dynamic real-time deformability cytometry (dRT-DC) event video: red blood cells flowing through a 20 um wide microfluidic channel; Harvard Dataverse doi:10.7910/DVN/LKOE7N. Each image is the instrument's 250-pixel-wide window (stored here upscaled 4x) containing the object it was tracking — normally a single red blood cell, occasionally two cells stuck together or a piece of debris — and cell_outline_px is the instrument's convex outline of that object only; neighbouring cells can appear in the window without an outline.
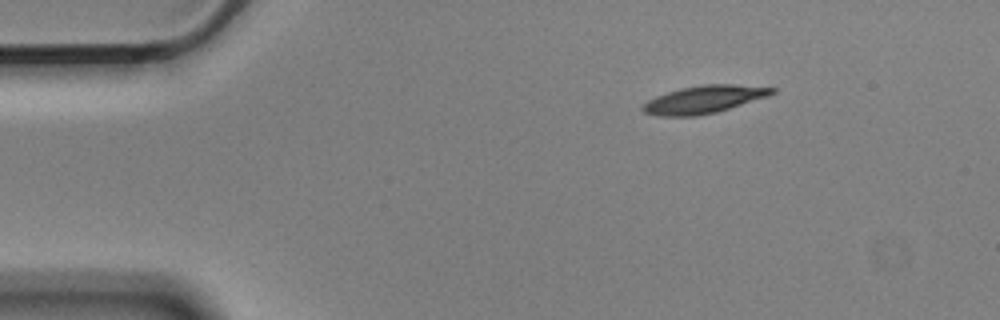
{"species": "Egyptian fruit bat (a non-hibernating species)", "species_latin": "Rousettus aegyptiacus", "temperature_condition": "cold", "stored_images_in_passage": 3, "camera_frame_rate_fps": 3000, "um_per_image_px": 0.085, "animal": {"sex": "male"}, "frame": {"image": 1, "passage_image": 1, "time_ms": 0.0, "image_size_px": [1000, 320], "cell_outline_px": [[776, 92], [768, 96], [716, 112], [696, 116], [660, 116], [644, 112], [640, 108], [648, 100], [656, 96], [680, 88], [704, 84], [732, 84], [776, 88]], "centroid_in_image_um": [59.83, 8.45], "position_along_channel_um": 25.2, "area_um2": 20.63}}